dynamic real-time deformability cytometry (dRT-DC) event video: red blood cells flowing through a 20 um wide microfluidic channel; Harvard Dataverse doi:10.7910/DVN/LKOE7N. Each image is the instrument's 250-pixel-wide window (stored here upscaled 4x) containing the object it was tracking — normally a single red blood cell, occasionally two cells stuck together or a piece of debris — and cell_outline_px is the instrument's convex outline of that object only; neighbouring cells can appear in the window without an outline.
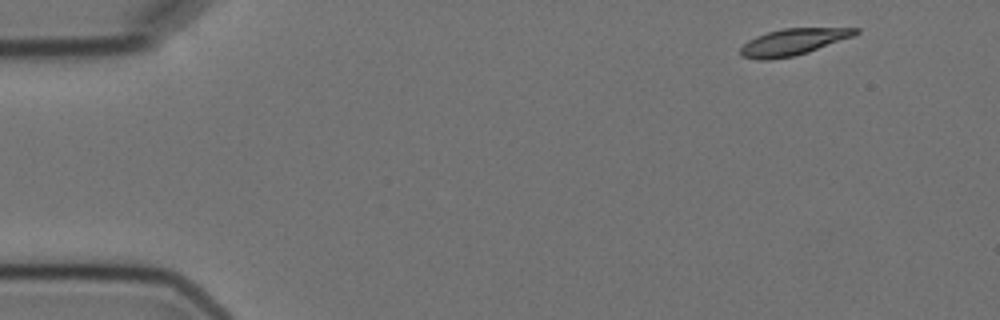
{"species": "Egyptian fruit bat (a non-hibernating species)", "species_latin": "Rousettus aegyptiacus", "temperature_condition": "cold", "stored_images_in_passage": 6, "camera_frame_rate_fps": 3000, "um_per_image_px": 0.085, "animal": {"sex": "female"}, "frame": {"image": 1, "passage_image": 1, "time_ms": 0.0, "image_size_px": [1000, 320], "cell_outline_px": [[860, 32], [852, 36], [808, 52], [792, 56], [768, 60], [756, 60], [740, 56], [740, 48], [748, 40], [756, 36], [768, 32], [784, 28], [860, 28]], "centroid_in_image_um": [67.36, 3.57], "position_along_channel_um": 17.6, "area_um2": 17.63}}
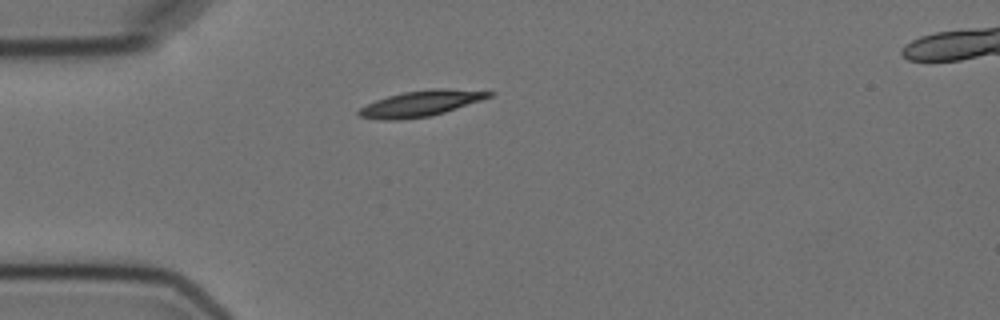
{"frame": {"image": 2, "passage_image": 4, "time_ms": 3.333, "image_size_px": [1000, 320], "cell_outline_px": [[496, 92], [492, 96], [444, 112], [428, 116], [400, 120], [384, 120], [360, 116], [356, 112], [360, 108], [376, 100], [388, 96], [404, 92], [432, 88], [444, 88]], "centroid_in_image_um": [35.76, 8.79], "position_along_channel_um": 49.2, "area_um2": 19.25}}
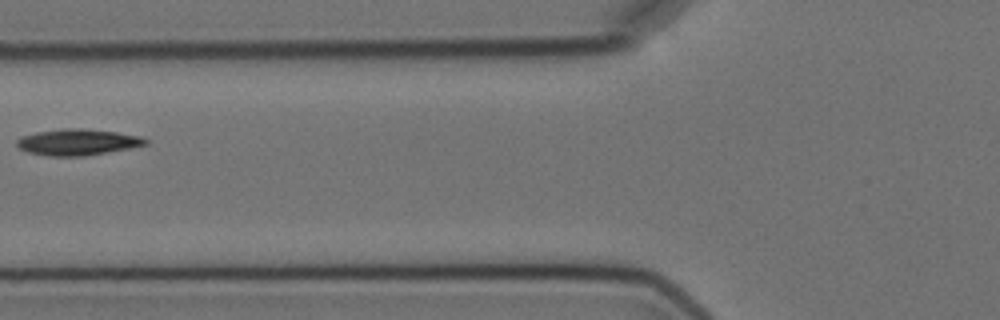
{"frame": {"image": 3, "passage_image": 6, "time_ms": 5.667, "image_size_px": [1000, 320], "cell_outline_px": [[148, 144], [128, 148], [84, 156], [48, 156], [28, 152], [20, 148], [16, 144], [16, 140], [20, 136], [36, 132], [64, 128], [80, 128], [116, 132], [140, 136], [148, 140]], "centroid_in_image_um": [6.56, 12.07], "position_along_channel_um": 119.2, "area_um2": 19.54}}